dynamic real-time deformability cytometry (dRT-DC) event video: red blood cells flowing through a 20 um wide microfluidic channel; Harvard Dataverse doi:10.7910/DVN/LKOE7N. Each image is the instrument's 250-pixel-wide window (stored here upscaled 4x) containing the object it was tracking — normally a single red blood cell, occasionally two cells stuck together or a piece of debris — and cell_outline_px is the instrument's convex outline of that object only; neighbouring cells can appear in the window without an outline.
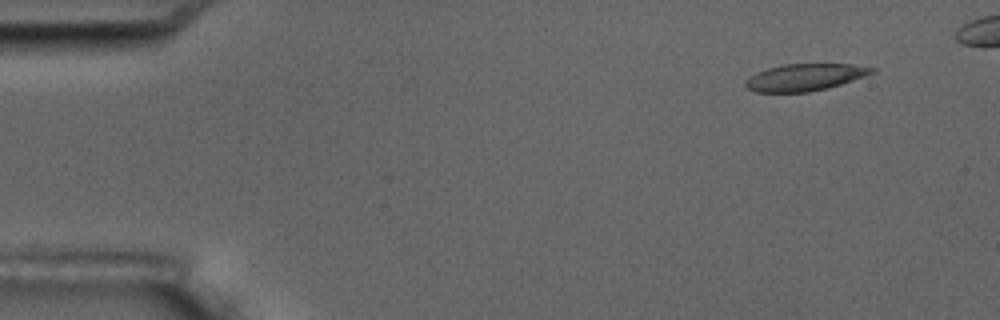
{"species": "common noctule bat (a hibernating species)", "species_latin": "Nyctalus noctula", "temperature_condition": "room temperature", "stored_images_in_passage": 6, "camera_frame_rate_fps": 3000, "um_per_image_px": 0.085, "animal": {"sex": "male", "body_mass_g": 17.5, "forearm_length_mm": 52.3}, "frame": {"image": 1, "passage_image": 2, "time_ms": 1.0, "image_size_px": [1000, 320], "cell_outline_px": [[876, 72], [828, 88], [808, 92], [756, 92], [744, 88], [744, 80], [756, 72], [768, 68], [784, 64], [852, 64], [876, 68]], "centroid_in_image_um": [68.37, 6.57], "position_along_channel_um": 16.6, "area_um2": 19.94}}